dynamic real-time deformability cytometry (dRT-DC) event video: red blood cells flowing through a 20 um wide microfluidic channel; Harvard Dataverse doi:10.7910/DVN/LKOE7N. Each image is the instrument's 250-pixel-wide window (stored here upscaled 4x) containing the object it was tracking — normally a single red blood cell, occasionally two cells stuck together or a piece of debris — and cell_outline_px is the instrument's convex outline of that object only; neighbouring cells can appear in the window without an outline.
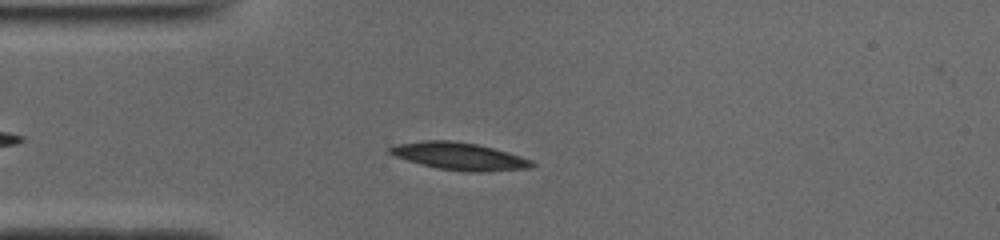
{"species": "common noctule bat (a hibernating species)", "species_latin": "Nyctalus noctula", "temperature_condition": "cold", "stored_images_in_passage": 42, "camera_frame_rate_fps": 3000, "um_per_image_px": 0.085, "animal": {"sex": "male", "body_mass_g": 19.0, "forearm_length_mm": 50.8}, "frame": {"image": 1, "passage_image": 7, "time_ms": 2.0, "image_size_px": [1000, 240], "cell_outline_px": [[536, 164], [528, 168], [484, 172], [468, 172], [436, 168], [420, 164], [396, 156], [388, 152], [388, 148], [396, 144], [428, 140], [452, 140], [476, 144], [508, 152], [532, 160]], "centroid_in_image_um": [39.05, 13.28], "position_along_channel_um": 46.0, "area_um2": 22.54}}
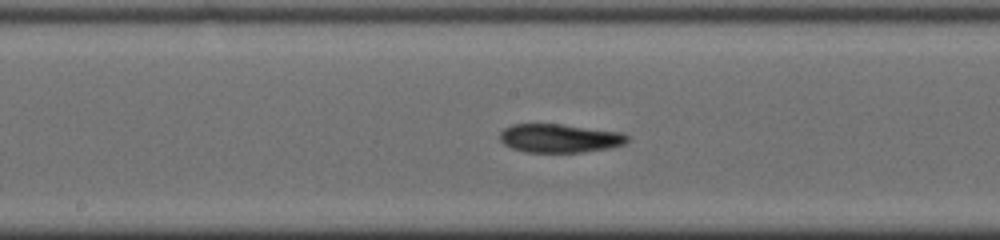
{"frame": {"image": 2, "passage_image": 20, "time_ms": 6.333, "image_size_px": [1000, 240], "cell_outline_px": [[628, 140], [624, 144], [608, 148], [580, 152], [528, 152], [512, 148], [504, 144], [500, 140], [500, 132], [504, 128], [512, 124], [560, 124], [620, 132], [628, 136]], "centroid_in_image_um": [47.54, 11.74], "position_along_channel_um": 200.7, "area_um2": 21.04}}
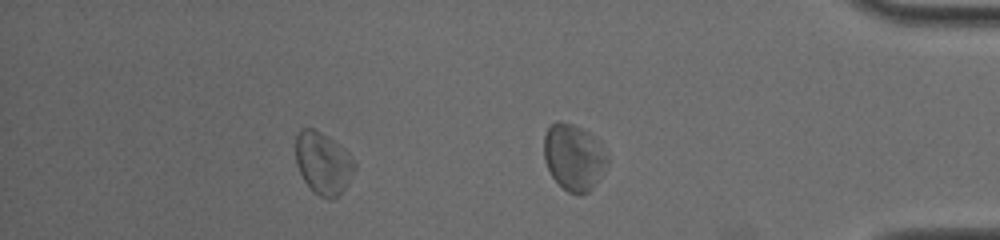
{"frame": {"image": 3, "passage_image": 36, "time_ms": 11.667, "image_size_px": [1000, 240], "cell_outline_px": [[356, 168], [348, 184], [340, 196], [332, 200], [328, 200], [312, 192], [304, 180], [296, 164], [296, 136], [300, 128], [316, 128], [340, 144], [348, 152], [356, 164]], "centroid_in_image_um": [27.48, 13.88], "position_along_channel_um": 407.7, "area_um2": 21.85}, "authors_computed_cell_mechanics": {"area_um2": 21.7617, "velocity_mm_per_s": 3.8536, "shape_relaxation_time_tau1_ms": null, "shape_relaxation_time_tau2_ms": 2.8081, "deformation_change_tau1": null, "deformation_change_tau2": 0.0933}}